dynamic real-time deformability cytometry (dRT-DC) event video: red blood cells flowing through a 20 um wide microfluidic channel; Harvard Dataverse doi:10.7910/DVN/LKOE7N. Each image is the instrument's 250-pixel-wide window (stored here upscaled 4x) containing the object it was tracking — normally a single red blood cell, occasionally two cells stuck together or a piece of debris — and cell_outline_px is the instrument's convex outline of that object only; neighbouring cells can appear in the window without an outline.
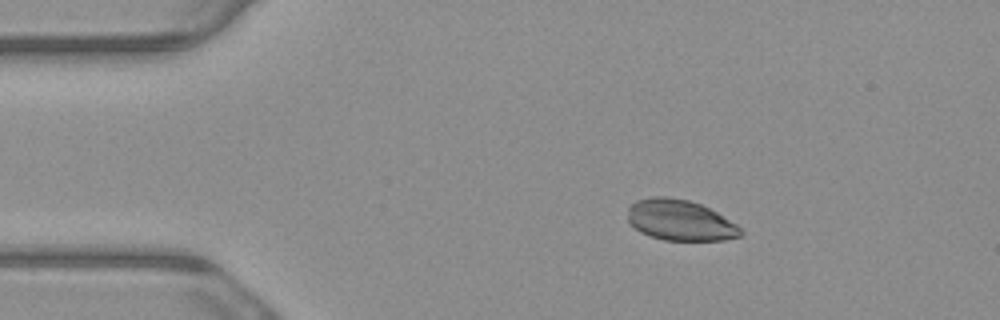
{"species": "common noctule bat (a hibernating species)", "species_latin": "Nyctalus noctula", "temperature_condition": "warm", "stored_images_in_passage": 4, "camera_frame_rate_fps": 3000, "um_per_image_px": 0.085, "animal": {"sex": "male", "body_mass_g": 23.1, "forearm_length_mm": 52.7}, "frame": {"image": 1, "passage_image": 2, "time_ms": 0.333, "image_size_px": [1000, 320], "cell_outline_px": [[744, 232], [740, 236], [724, 240], [664, 240], [640, 232], [628, 220], [628, 208], [636, 200], [652, 196], [668, 196], [688, 200], [700, 204], [716, 212], [736, 224]], "centroid_in_image_um": [57.8, 18.71], "position_along_channel_um": 27.2, "area_um2": 26.65}}
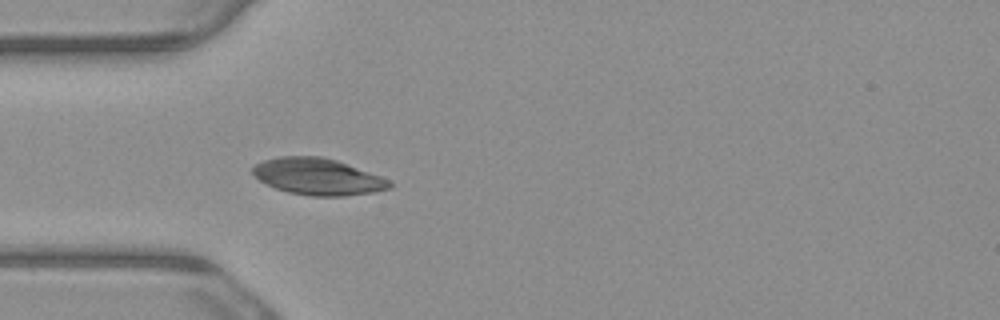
{"frame": {"image": 2, "passage_image": 4, "time_ms": 1.0, "image_size_px": [1000, 320], "cell_outline_px": [[392, 188], [376, 192], [344, 196], [312, 196], [288, 192], [276, 188], [260, 180], [252, 172], [252, 168], [256, 164], [264, 160], [280, 156], [320, 156], [336, 160], [380, 176], [388, 180], [392, 184]], "centroid_in_image_um": [27.03, 15.02], "position_along_channel_um": 58.0, "area_um2": 28.96}}